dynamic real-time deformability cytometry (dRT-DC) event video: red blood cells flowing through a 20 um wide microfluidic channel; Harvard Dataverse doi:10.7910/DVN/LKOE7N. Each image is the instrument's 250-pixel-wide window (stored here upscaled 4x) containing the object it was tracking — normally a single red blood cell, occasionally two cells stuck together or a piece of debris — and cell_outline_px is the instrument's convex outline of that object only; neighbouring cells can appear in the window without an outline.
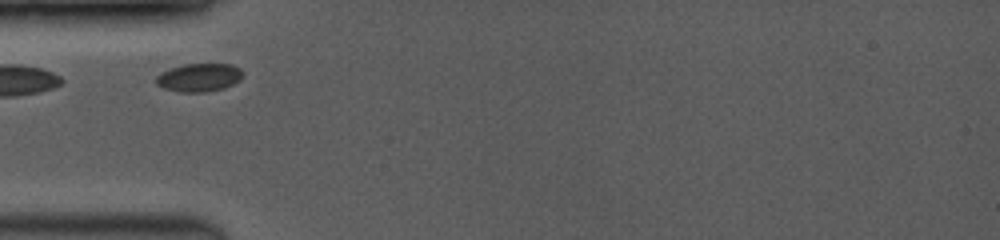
{"species": "common noctule bat (a hibernating species)", "species_latin": "Nyctalus noctula", "temperature_condition": "room temperature", "stored_images_in_passage": 15, "camera_frame_rate_fps": 3500, "um_per_image_px": 0.085, "animal": {"sex": "female", "body_mass_g": 19.0, "forearm_length_mm": 53.3}, "frame": {"image": 1, "passage_image": 1, "time_ms": 0.0, "image_size_px": [1000, 240], "cell_outline_px": [[244, 72], [240, 80], [224, 88], [208, 92], [180, 92], [164, 88], [156, 84], [156, 76], [160, 72], [184, 64], [232, 64], [240, 68]], "centroid_in_image_um": [16.94, 6.59], "position_along_channel_um": 68.1, "area_um2": 14.33}}
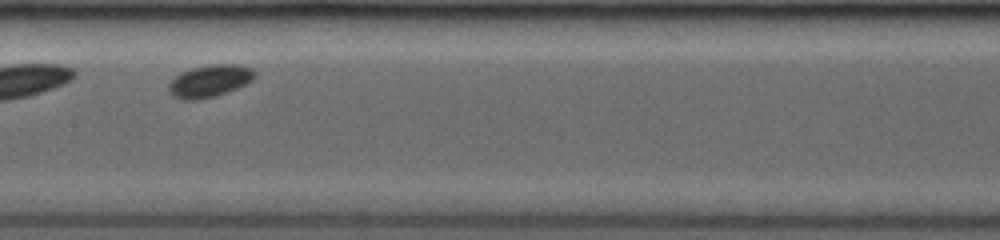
{"frame": {"image": 2, "passage_image": 7, "time_ms": 3.143, "image_size_px": [1000, 240], "cell_outline_px": [[256, 76], [252, 80], [236, 88], [216, 96], [196, 100], [180, 100], [172, 96], [168, 92], [168, 84], [176, 76], [192, 68], [212, 64], [240, 64], [252, 68], [256, 72]], "centroid_in_image_um": [17.82, 6.89], "position_along_channel_um": 189.6, "area_um2": 16.18}}
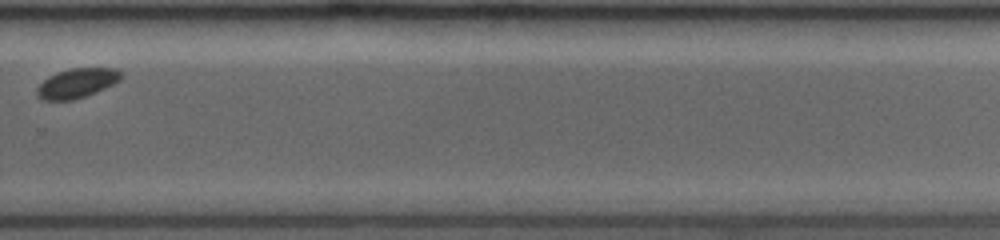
{"frame": {"image": 3, "passage_image": 13, "time_ms": 6.571, "image_size_px": [1000, 240], "cell_outline_px": [[124, 76], [120, 80], [96, 92], [72, 100], [44, 100], [36, 96], [36, 88], [48, 76], [56, 72], [72, 68], [116, 68]], "centroid_in_image_um": [6.52, 7.06], "position_along_channel_um": 323.3, "area_um2": 14.45}, "authors_computed_cell_mechanics": {"area_um2": 15.2014, "velocity_mm_per_s": 3.872, "shape_relaxation_time_tau1_ms": 0.7944, "shape_relaxation_time_tau2_ms": null, "deformation_change_tau1": 0.0215, "deformation_change_tau2": null}}